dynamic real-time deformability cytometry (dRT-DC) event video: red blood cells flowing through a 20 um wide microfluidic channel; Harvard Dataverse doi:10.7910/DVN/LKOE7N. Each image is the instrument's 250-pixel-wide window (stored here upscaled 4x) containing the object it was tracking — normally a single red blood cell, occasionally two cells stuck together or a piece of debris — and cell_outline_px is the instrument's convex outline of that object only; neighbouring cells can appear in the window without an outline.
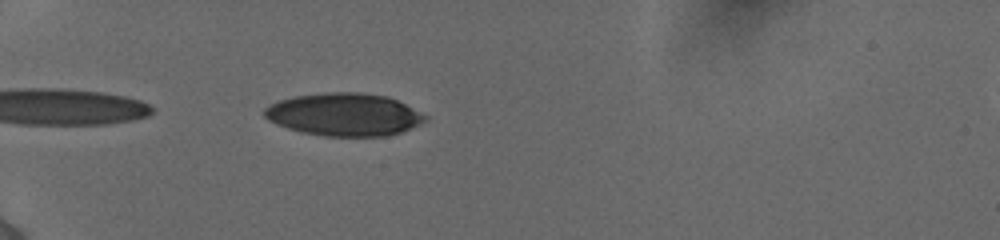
{"species": "human", "species_latin": "Homo sapiens", "temperature_condition": "cold", "stored_images_in_passage": 38, "camera_frame_rate_fps": 3000, "um_per_image_px": 0.085, "donor": {"sex": "female"}, "frame": {"image": 1, "passage_image": 2, "time_ms": 0.333, "image_size_px": [1000, 240], "cell_outline_px": [[428, 120], [412, 128], [388, 136], [324, 136], [300, 132], [276, 124], [268, 120], [264, 116], [264, 108], [268, 104], [280, 100], [296, 96], [324, 92], [360, 92], [388, 96], [428, 116]], "centroid_in_image_um": [29.25, 9.73], "position_along_channel_um": 55.8, "area_um2": 40.17}}
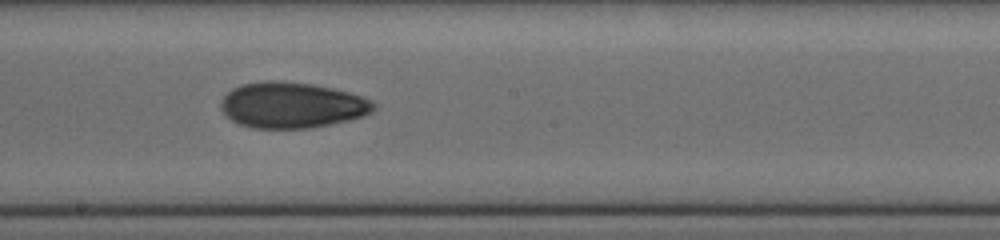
{"frame": {"image": 2, "passage_image": 17, "time_ms": 5.333, "image_size_px": [1000, 240], "cell_outline_px": [[376, 108], [372, 112], [364, 116], [348, 120], [312, 128], [256, 128], [240, 124], [232, 120], [220, 108], [220, 100], [232, 88], [240, 84], [268, 80], [280, 80], [312, 84], [332, 88], [348, 92], [372, 100], [376, 104]], "centroid_in_image_um": [24.82, 8.93], "position_along_channel_um": 223.4, "area_um2": 40.92}}
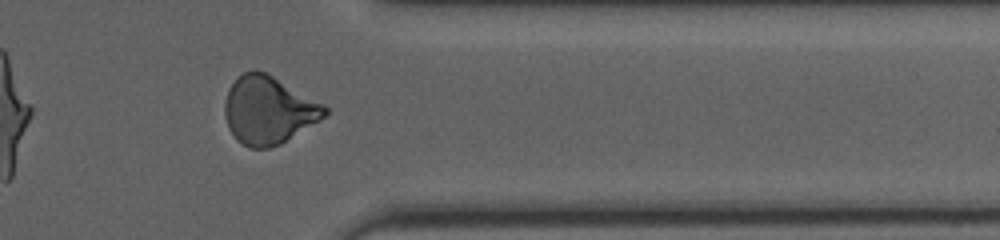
{"frame": {"image": 3, "passage_image": 30, "time_ms": 9.667, "image_size_px": [1000, 240], "cell_outline_px": [[328, 112], [320, 120], [280, 144], [268, 148], [248, 148], [236, 140], [228, 128], [224, 116], [224, 104], [228, 88], [244, 72], [252, 68], [256, 68], [272, 76], [324, 104], [328, 108]], "centroid_in_image_um": [22.78, 9.37], "position_along_channel_um": 388.6, "area_um2": 39.42}, "authors_computed_cell_mechanics": {"area_um2": 39.7086, "velocity_mm_per_s": 3.8871, "shape_relaxation_time_tau1_ms": 8.8078, "shape_relaxation_time_tau2_ms": 3.7121, "deformation_change_tau1": 0.2009, "deformation_change_tau2": 0.0941}}